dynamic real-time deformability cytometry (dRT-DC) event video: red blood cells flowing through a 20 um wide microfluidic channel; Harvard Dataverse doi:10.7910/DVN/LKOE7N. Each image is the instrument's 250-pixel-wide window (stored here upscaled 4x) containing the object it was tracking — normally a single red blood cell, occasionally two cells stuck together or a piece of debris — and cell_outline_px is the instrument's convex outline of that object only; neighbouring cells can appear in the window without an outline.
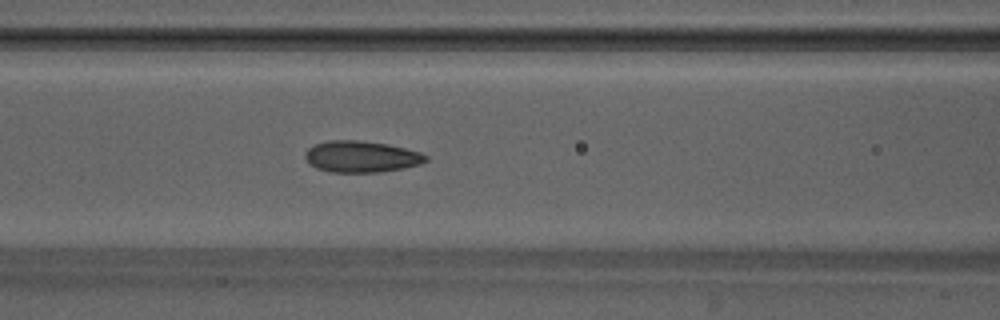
{"species": "Egyptian fruit bat (a non-hibernating species)", "species_latin": "Rousettus aegyptiacus", "temperature_condition": "warm", "stored_images_in_passage": 34, "camera_frame_rate_fps": 3000, "um_per_image_px": 0.085, "animal": {"sex": "male"}, "frame": {"image": 1, "passage_image": 10, "time_ms": 3.0, "image_size_px": [1000, 320], "cell_outline_px": [[428, 160], [420, 164], [404, 168], [380, 172], [328, 172], [316, 168], [304, 156], [304, 152], [308, 148], [316, 144], [328, 140], [356, 140], [388, 144], [420, 152], [428, 156]], "centroid_in_image_um": [30.72, 13.31], "position_along_channel_um": 135.9, "area_um2": 22.08}}
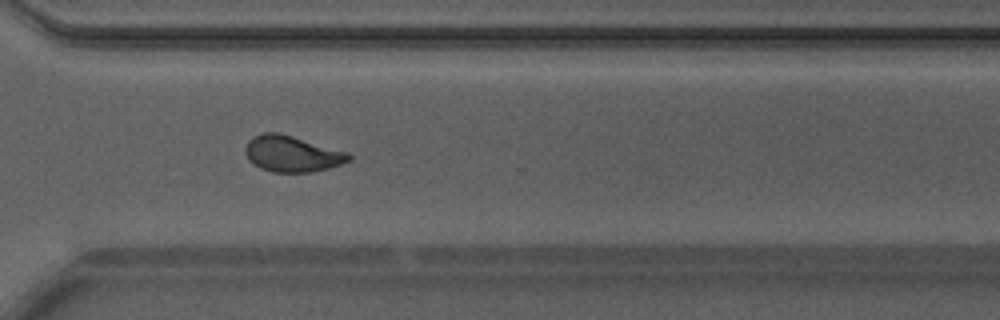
{"frame": {"image": 2, "passage_image": 25, "time_ms": 8.0, "image_size_px": [1000, 320], "cell_outline_px": [[352, 160], [328, 168], [308, 172], [272, 172], [260, 168], [252, 164], [248, 160], [244, 152], [244, 148], [248, 140], [252, 136], [264, 132], [280, 132], [348, 152], [352, 156]], "centroid_in_image_um": [24.78, 13.06], "position_along_channel_um": 345.8, "area_um2": 22.02}, "authors_computed_cell_mechanics": {"area_um2": 21.675, "velocity_mm_per_s": 4.209, "shape_relaxation_time_tau1_ms": 3.7907, "shape_relaxation_time_tau2_ms": 1.1552, "deformation_change_tau1": 0.1409, "deformation_change_tau2": 0.0793}}